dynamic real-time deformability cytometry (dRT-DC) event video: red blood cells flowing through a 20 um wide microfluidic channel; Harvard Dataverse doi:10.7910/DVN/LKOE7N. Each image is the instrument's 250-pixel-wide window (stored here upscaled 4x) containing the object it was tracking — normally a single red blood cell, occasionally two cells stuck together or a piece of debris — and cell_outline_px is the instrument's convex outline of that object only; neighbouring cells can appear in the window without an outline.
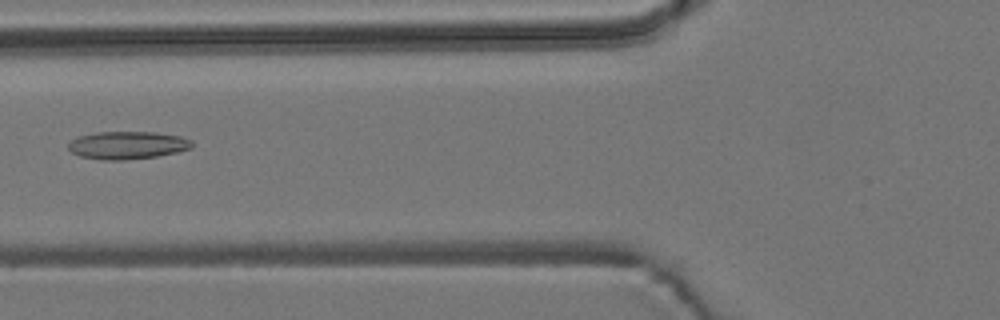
{"species": "common noctule bat (a hibernating species)", "species_latin": "Nyctalus noctula", "temperature_condition": "room temperature", "stored_images_in_passage": 6, "camera_frame_rate_fps": 3000, "um_per_image_px": 0.085, "animal": {"sex": "male", "body_mass_g": 19.2, "forearm_length_mm": 51.8}, "frame": {"image": 1, "passage_image": 6, "time_ms": 1.667, "image_size_px": [1000, 320], "cell_outline_px": [[192, 148], [180, 152], [156, 156], [124, 160], [100, 160], [80, 156], [72, 152], [68, 148], [68, 144], [72, 140], [80, 136], [96, 132], [156, 132], [180, 136], [192, 140]], "centroid_in_image_um": [10.86, 12.34], "position_along_channel_um": 114.9, "area_um2": 20.06}}